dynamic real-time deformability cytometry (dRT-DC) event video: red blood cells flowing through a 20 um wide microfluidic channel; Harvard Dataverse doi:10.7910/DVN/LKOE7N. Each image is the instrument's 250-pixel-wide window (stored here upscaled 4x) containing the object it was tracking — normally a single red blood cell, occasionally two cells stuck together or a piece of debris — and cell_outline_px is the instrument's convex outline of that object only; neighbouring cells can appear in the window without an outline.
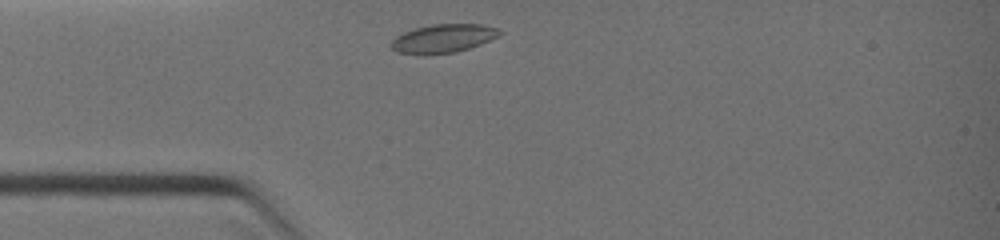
{"species": "common noctule bat (a hibernating species)", "species_latin": "Nyctalus noctula", "temperature_condition": "warm", "stored_images_in_passage": 4, "camera_frame_rate_fps": 3000, "um_per_image_px": 0.085, "animal": {"sex": "female", "body_mass_g": 19.0, "forearm_length_mm": 51.5}, "frame": {"image": 1, "passage_image": 1, "time_ms": 0.0, "image_size_px": [1000, 240], "cell_outline_px": [[504, 32], [500, 36], [480, 44], [456, 52], [396, 52], [392, 48], [392, 40], [396, 36], [404, 32], [416, 28], [432, 24], [480, 24], [496, 28]], "centroid_in_image_um": [37.74, 3.22], "position_along_channel_um": 47.3, "area_um2": 17.34}}
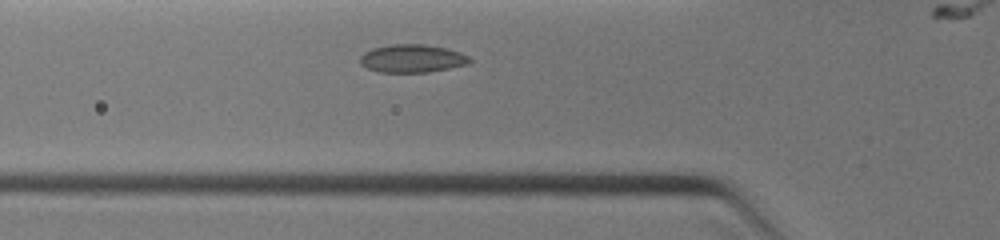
{"frame": {"image": 2, "passage_image": 3, "time_ms": 1.0, "image_size_px": [1000, 240], "cell_outline_px": [[472, 60], [468, 64], [428, 72], [380, 72], [368, 68], [360, 64], [360, 56], [364, 52], [372, 48], [388, 44], [424, 44], [448, 48], [460, 52], [468, 56]], "centroid_in_image_um": [35.02, 4.96], "position_along_channel_um": 90.8, "area_um2": 17.98}}